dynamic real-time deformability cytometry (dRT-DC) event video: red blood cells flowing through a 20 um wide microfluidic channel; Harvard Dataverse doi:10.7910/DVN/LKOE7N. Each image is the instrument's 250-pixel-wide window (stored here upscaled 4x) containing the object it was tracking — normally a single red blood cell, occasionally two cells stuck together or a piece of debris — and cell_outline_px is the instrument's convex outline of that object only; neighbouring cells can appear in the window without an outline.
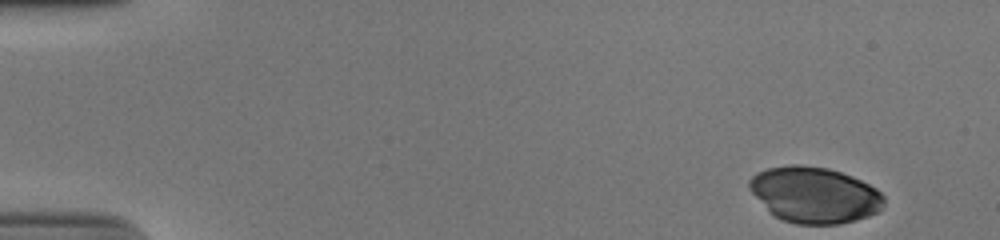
{"species": "human", "species_latin": "Homo sapiens", "temperature_condition": "cold", "stored_images_in_passage": 50, "camera_frame_rate_fps": 3000, "um_per_image_px": 0.085, "donor": {"sex": "male"}, "frame": {"image": 1, "passage_image": 1, "time_ms": 0.0, "image_size_px": [1000, 240], "cell_outline_px": [[884, 204], [876, 212], [868, 216], [856, 220], [840, 224], [796, 224], [784, 220], [768, 212], [748, 188], [748, 180], [756, 172], [768, 168], [788, 164], [800, 164], [828, 168], [852, 176], [876, 188], [884, 196]], "centroid_in_image_um": [69.2, 16.55], "position_along_channel_um": 15.8, "area_um2": 44.1}}
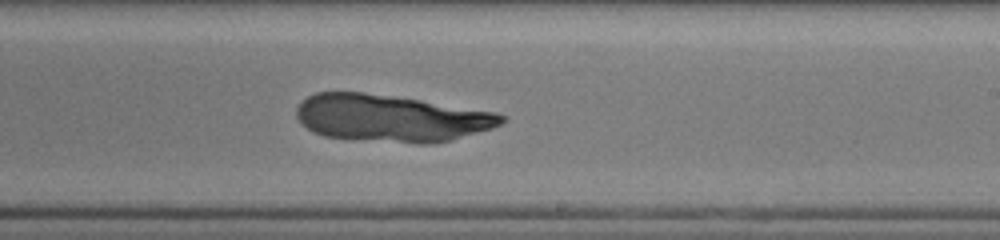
{"frame": {"image": 2, "passage_image": 30, "time_ms": 9.667, "image_size_px": [1000, 240], "cell_outline_px": [[504, 120], [500, 124], [492, 128], [448, 140], [428, 144], [420, 144], [352, 140], [324, 136], [312, 132], [296, 116], [296, 108], [308, 96], [316, 92], [364, 92], [420, 100], [496, 112], [504, 116]], "centroid_in_image_um": [33.19, 10.05], "position_along_channel_um": 255.8, "area_um2": 56.07}}
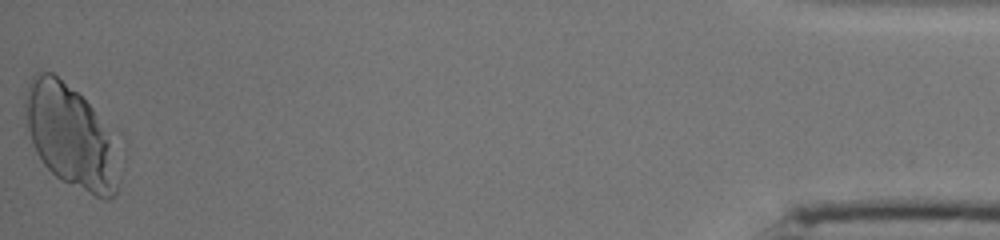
{"frame": {"image": 3, "passage_image": 50, "time_ms": 16.333, "image_size_px": [1000, 240], "cell_outline_px": [[120, 176], [116, 196], [108, 200], [104, 200], [60, 180], [40, 160], [32, 144], [24, 116], [24, 104], [28, 88], [32, 76], [36, 72], [52, 72], [76, 92], [92, 108], [108, 140]], "centroid_in_image_um": [5.92, 11.63], "position_along_channel_um": 429.3, "area_um2": 54.45}}